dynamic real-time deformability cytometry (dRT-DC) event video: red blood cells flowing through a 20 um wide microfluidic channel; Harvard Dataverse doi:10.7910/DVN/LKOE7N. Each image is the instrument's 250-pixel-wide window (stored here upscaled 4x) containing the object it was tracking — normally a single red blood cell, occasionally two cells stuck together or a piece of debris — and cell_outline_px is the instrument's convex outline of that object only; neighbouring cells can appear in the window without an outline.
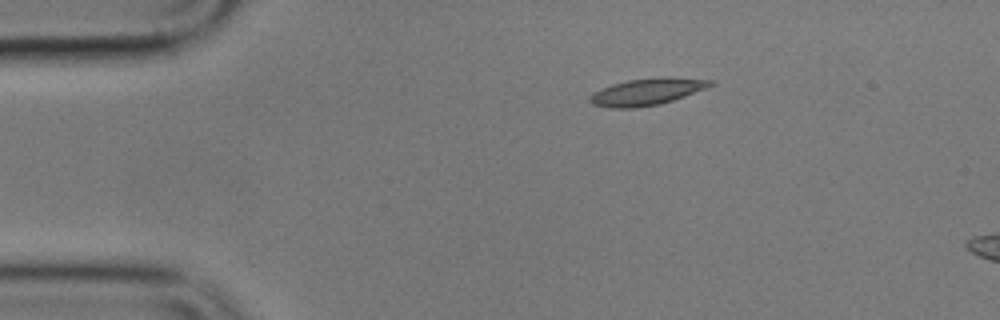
{"species": "common noctule bat (a hibernating species)", "species_latin": "Nyctalus noctula", "temperature_condition": "cold", "stored_images_in_passage": 48, "segment_of_instrument_passage": [1, 2], "camera_frame_rate_fps": 3000, "um_per_image_px": 0.085, "animal": {"sex": "male", "body_mass_g": 17.9}, "frame": {"image": 1, "passage_image": 1, "time_ms": 0.0, "image_size_px": [1000, 320], "cell_outline_px": [[716, 84], [684, 96], [660, 104], [636, 108], [612, 108], [592, 104], [588, 100], [588, 96], [600, 88], [612, 84], [628, 80], [664, 76], [668, 76], [712, 80]], "centroid_in_image_um": [54.97, 7.79], "position_along_channel_um": 30.0, "area_um2": 18.96}}
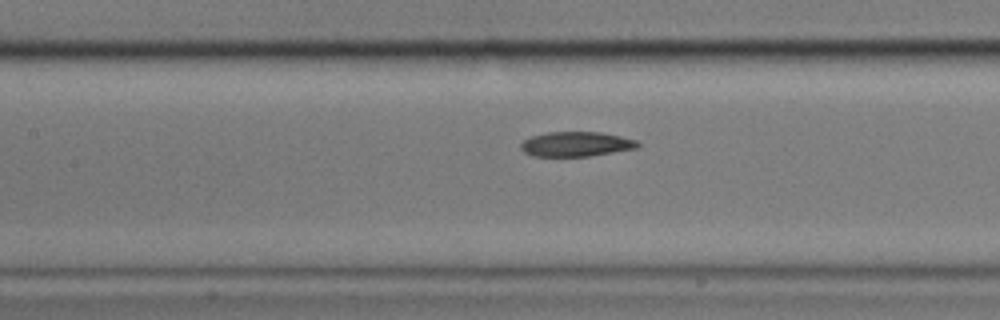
{"frame": {"image": 2, "passage_image": 16, "time_ms": 5.0, "image_size_px": [1000, 320], "cell_outline_px": [[640, 144], [636, 148], [588, 156], [532, 156], [524, 152], [520, 148], [520, 144], [524, 140], [532, 136], [548, 132], [600, 132], [620, 136], [636, 140]], "centroid_in_image_um": [48.94, 12.25], "position_along_channel_um": 158.5, "area_um2": 16.7}}
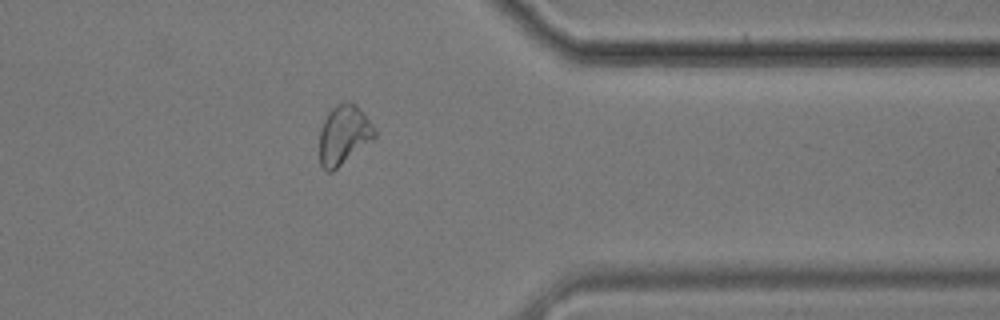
{"frame": {"image": 3, "passage_image": 36, "time_ms": 11.667, "image_size_px": [1000, 320], "cell_outline_px": [[376, 136], [372, 140], [332, 172], [328, 172], [320, 164], [320, 128], [328, 112], [336, 104], [356, 104], [368, 120], [376, 132]], "centroid_in_image_um": [29.19, 11.49], "position_along_channel_um": 382.2, "area_um2": 18.55}}